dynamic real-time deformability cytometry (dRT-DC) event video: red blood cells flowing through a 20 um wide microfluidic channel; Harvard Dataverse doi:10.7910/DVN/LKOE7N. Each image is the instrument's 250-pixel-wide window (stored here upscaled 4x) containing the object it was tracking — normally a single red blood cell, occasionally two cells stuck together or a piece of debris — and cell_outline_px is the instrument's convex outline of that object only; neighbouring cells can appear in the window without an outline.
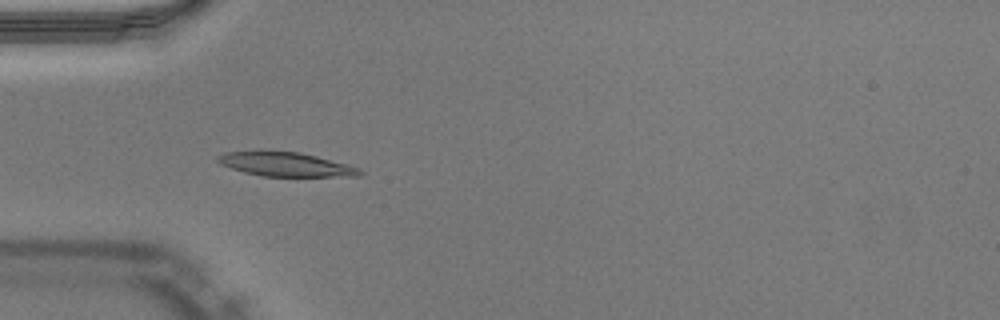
{"species": "Egyptian fruit bat (a non-hibernating species)", "species_latin": "Rousettus aegyptiacus", "temperature_condition": "warm", "stored_images_in_passage": 36, "camera_frame_rate_fps": 3000, "um_per_image_px": 0.085, "animal": {"sex": "male"}, "frame": {"image": 1, "passage_image": 1, "time_ms": 0.0, "image_size_px": [1000, 320], "cell_outline_px": [[364, 172], [360, 176], [264, 176], [244, 172], [220, 164], [216, 160], [216, 156], [224, 152], [260, 148], [300, 152], [348, 164], [360, 168]], "centroid_in_image_um": [24.21, 13.92], "position_along_channel_um": 60.8, "area_um2": 20.69}}
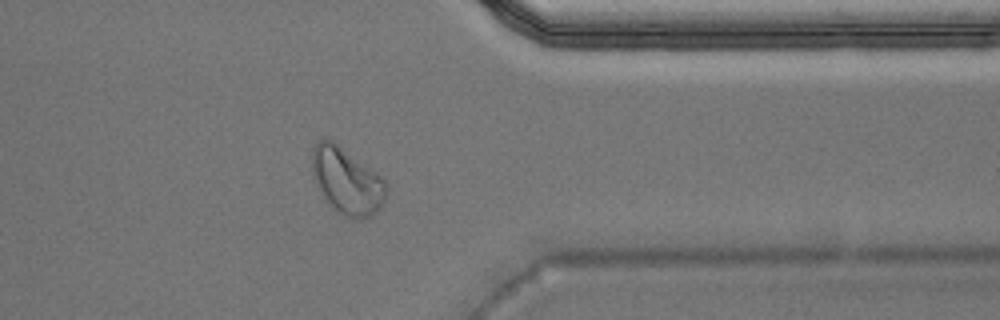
{"frame": {"image": 2, "passage_image": 26, "time_ms": 8.333, "image_size_px": [1000, 320], "cell_outline_px": [[388, 192], [380, 208], [372, 216], [360, 220], [352, 220], [344, 216], [324, 200], [312, 176], [312, 152], [316, 140], [324, 136], [332, 140], [384, 176], [388, 188]], "centroid_in_image_um": [29.5, 15.37], "position_along_channel_um": 381.9, "area_um2": 29.59}}
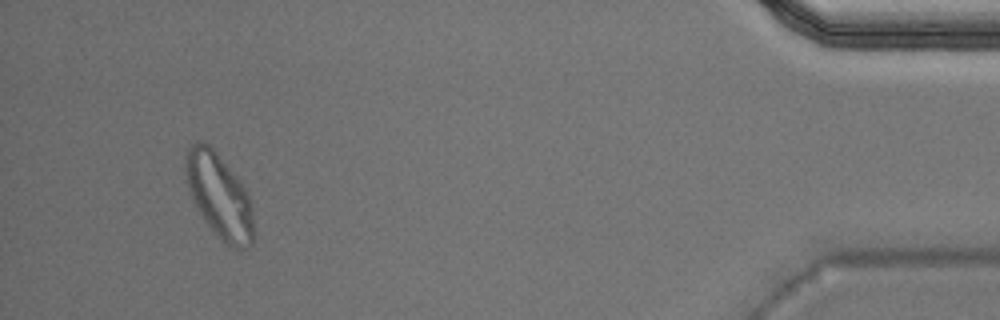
{"frame": {"image": 3, "passage_image": 33, "time_ms": 10.667, "image_size_px": [1000, 320], "cell_outline_px": [[252, 244], [240, 252], [224, 244], [204, 220], [192, 200], [188, 188], [184, 172], [184, 156], [188, 148], [196, 140], [200, 140], [208, 144], [216, 152], [232, 172], [244, 188], [248, 196], [252, 208]], "centroid_in_image_um": [18.59, 16.66], "position_along_channel_um": 416.6, "area_um2": 33.47}, "authors_computed_cell_mechanics": {"area_um2": 20.9236, "velocity_mm_per_s": 3.9814, "shape_relaxation_time_tau1_ms": 5.911, "shape_relaxation_time_tau2_ms": 1.3861, "deformation_change_tau1": 0.1695, "deformation_change_tau2": 0.056}}